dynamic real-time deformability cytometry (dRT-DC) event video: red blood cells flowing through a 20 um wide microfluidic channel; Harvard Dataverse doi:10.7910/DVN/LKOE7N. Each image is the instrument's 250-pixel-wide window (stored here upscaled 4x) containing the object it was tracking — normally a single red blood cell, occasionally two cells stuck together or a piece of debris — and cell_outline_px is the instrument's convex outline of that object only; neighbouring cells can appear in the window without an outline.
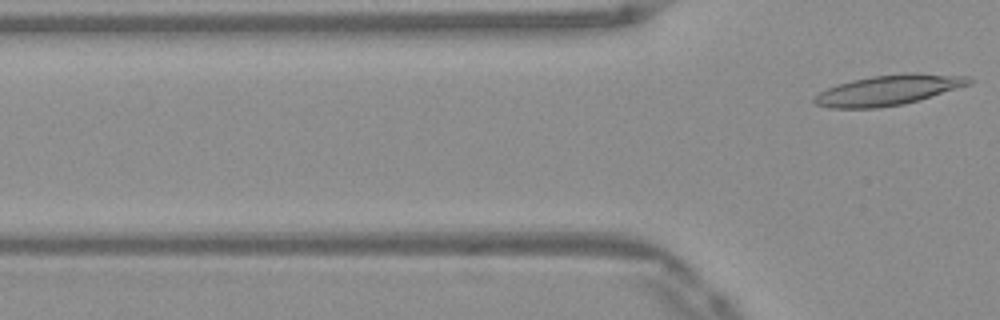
{"species": "Egyptian fruit bat (a non-hibernating species)", "species_latin": "Rousettus aegyptiacus", "temperature_condition": "warm", "stored_images_in_passage": 2, "camera_frame_rate_fps": 3000, "um_per_image_px": 0.085, "frame": {"image": 1, "passage_image": 2, "time_ms": 0.333, "image_size_px": [1000, 320], "cell_outline_px": [[976, 80], [972, 84], [920, 100], [904, 104], [876, 108], [832, 108], [816, 104], [812, 100], [820, 92], [836, 84], [852, 80], [872, 76], [904, 72], [920, 72], [968, 76]], "centroid_in_image_um": [75.61, 7.64], "position_along_channel_um": 50.2, "area_um2": 27.63}}